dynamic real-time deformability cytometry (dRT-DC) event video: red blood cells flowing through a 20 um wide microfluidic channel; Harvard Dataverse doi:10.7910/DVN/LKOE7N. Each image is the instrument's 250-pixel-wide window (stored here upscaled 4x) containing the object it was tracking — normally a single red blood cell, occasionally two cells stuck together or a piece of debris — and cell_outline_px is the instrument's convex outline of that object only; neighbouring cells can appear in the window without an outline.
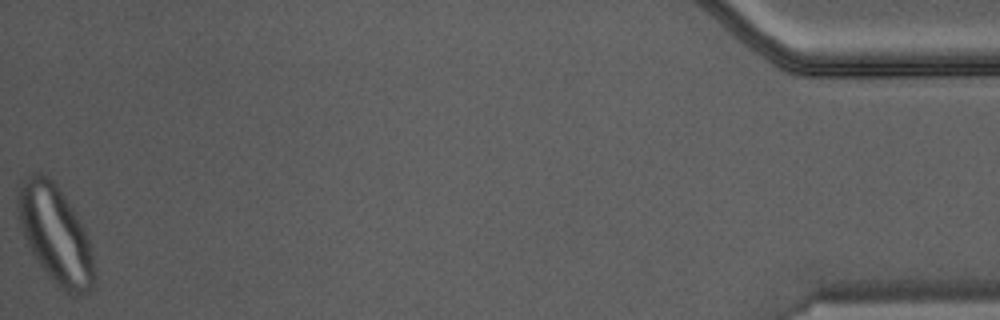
{"species": "Egyptian fruit bat (a non-hibernating species)", "species_latin": "Rousettus aegyptiacus", "temperature_condition": "warm", "stored_images_in_passage": 46, "camera_frame_rate_fps": 3000, "um_per_image_px": 0.085, "animal": {"sex": "male"}, "frame": {"image": 1, "passage_image": 46, "time_ms": 15.0, "image_size_px": [1000, 320], "cell_outline_px": [[96, 288], [88, 292], [64, 292], [52, 280], [40, 264], [32, 252], [24, 236], [20, 220], [16, 200], [16, 192], [20, 184], [32, 172], [40, 172], [48, 176], [56, 184], [84, 228], [88, 236], [96, 276]], "centroid_in_image_um": [4.72, 19.92], "position_along_channel_um": 430.5, "area_um2": 43.0}}